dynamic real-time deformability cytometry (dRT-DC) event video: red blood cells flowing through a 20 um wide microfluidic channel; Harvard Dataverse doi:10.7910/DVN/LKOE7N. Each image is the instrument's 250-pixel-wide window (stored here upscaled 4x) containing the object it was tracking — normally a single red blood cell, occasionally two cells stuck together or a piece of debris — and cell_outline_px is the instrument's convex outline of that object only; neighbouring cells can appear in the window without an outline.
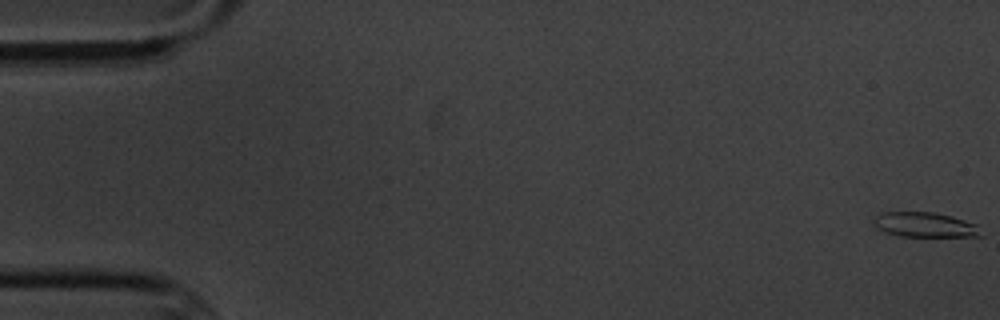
{"species": "common noctule bat (a hibernating species)", "species_latin": "Nyctalus noctula", "temperature_condition": "cold", "stored_images_in_passage": 7, "camera_frame_rate_fps": 3000, "um_per_image_px": 0.085, "animal": {"sex": "male", "body_mass_g": 20.1, "forearm_length_mm": 53.5}, "frame": {"image": 1, "passage_image": 1, "time_ms": 0.0, "image_size_px": [1000, 320], "cell_outline_px": [[984, 236], [900, 236], [884, 232], [872, 224], [872, 220], [876, 216], [884, 212], [932, 212], [952, 216], [976, 224]], "centroid_in_image_um": [78.59, 19.1], "position_along_channel_um": 6.4, "area_um2": 15.49}}
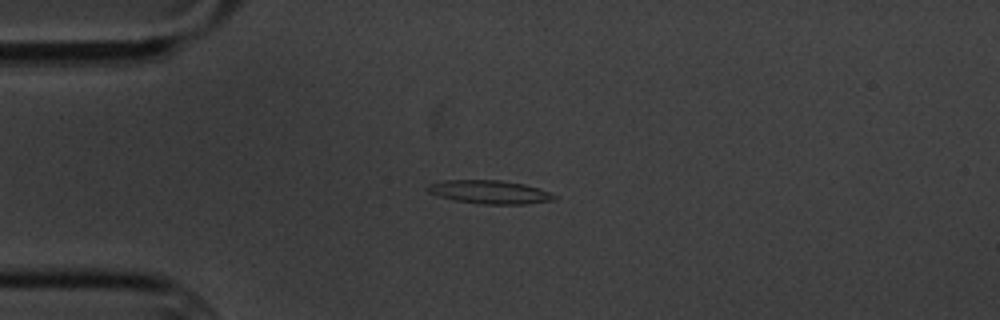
{"frame": {"image": 2, "passage_image": 5, "time_ms": 4.667, "image_size_px": [1000, 320], "cell_outline_px": [[560, 196], [556, 200], [524, 204], [484, 204], [456, 200], [440, 196], [428, 192], [424, 188], [428, 184], [444, 180], [500, 180], [524, 184]], "centroid_in_image_um": [41.62, 16.32], "position_along_channel_um": 43.4, "area_um2": 17.22}}
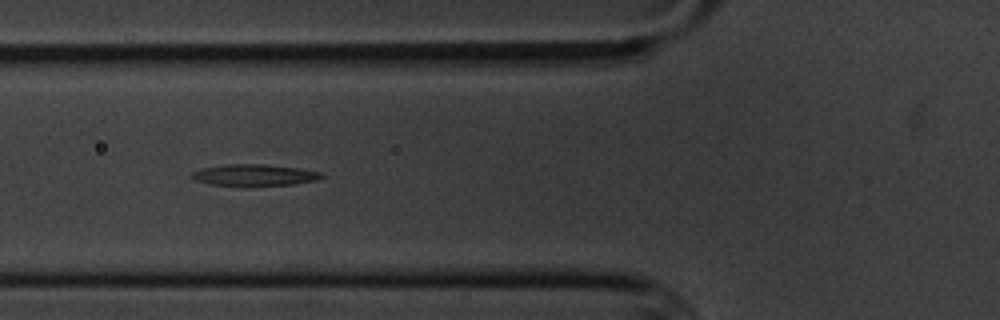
{"frame": {"image": 3, "passage_image": 7, "time_ms": 7.0, "image_size_px": [1000, 320], "cell_outline_px": [[324, 176], [316, 180], [292, 184], [212, 184], [196, 180], [192, 176], [192, 172], [200, 168], [224, 164], [264, 164], [300, 168], [320, 172]], "centroid_in_image_um": [21.63, 14.84], "position_along_channel_um": 104.2, "area_um2": 15.61}}